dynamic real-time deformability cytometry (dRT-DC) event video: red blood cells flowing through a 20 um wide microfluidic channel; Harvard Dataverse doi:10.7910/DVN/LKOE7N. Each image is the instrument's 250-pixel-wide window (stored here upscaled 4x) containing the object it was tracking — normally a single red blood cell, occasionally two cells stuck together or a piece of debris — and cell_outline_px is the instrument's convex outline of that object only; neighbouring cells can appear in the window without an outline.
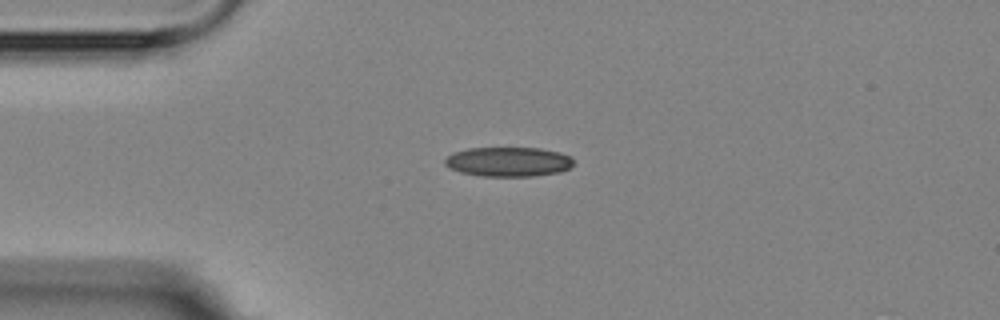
{"species": "Egyptian fruit bat (a non-hibernating species)", "species_latin": "Rousettus aegyptiacus", "temperature_condition": "room temperature", "stored_images_in_passage": 1, "camera_frame_rate_fps": 3000, "um_per_image_px": 0.085, "animal": {"sex": "female"}, "frame": {"image": 1, "passage_image": 1, "time_ms": 0.0, "image_size_px": [1000, 320], "cell_outline_px": [[572, 164], [568, 168], [560, 172], [532, 176], [480, 176], [460, 172], [448, 168], [444, 164], [444, 160], [452, 152], [468, 148], [540, 148], [560, 152], [572, 156]], "centroid_in_image_um": [43.18, 13.74], "position_along_channel_um": 41.8, "area_um2": 22.25}}